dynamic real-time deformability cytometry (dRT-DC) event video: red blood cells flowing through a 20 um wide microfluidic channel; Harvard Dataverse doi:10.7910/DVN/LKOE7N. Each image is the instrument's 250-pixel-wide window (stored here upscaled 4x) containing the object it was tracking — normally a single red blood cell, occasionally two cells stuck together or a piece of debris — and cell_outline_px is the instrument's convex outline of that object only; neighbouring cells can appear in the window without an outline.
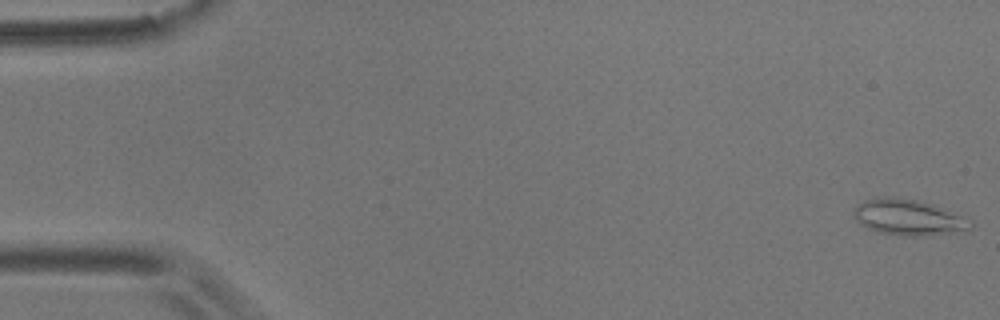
{"species": "common noctule bat (a hibernating species)", "species_latin": "Nyctalus noctula", "temperature_condition": "room temperature", "stored_images_in_passage": 5, "camera_frame_rate_fps": 3000, "um_per_image_px": 0.085, "animal": {"sex": "male", "body_mass_g": 17.9}, "frame": {"image": 1, "passage_image": 1, "time_ms": 0.0, "image_size_px": [1000, 320], "cell_outline_px": [[972, 228], [964, 232], [924, 236], [900, 236], [880, 232], [868, 228], [860, 224], [852, 216], [852, 212], [864, 200], [876, 196], [896, 196], [916, 200], [932, 204], [972, 220]], "centroid_in_image_um": [77.22, 18.48], "position_along_channel_um": 7.8, "area_um2": 24.8}}